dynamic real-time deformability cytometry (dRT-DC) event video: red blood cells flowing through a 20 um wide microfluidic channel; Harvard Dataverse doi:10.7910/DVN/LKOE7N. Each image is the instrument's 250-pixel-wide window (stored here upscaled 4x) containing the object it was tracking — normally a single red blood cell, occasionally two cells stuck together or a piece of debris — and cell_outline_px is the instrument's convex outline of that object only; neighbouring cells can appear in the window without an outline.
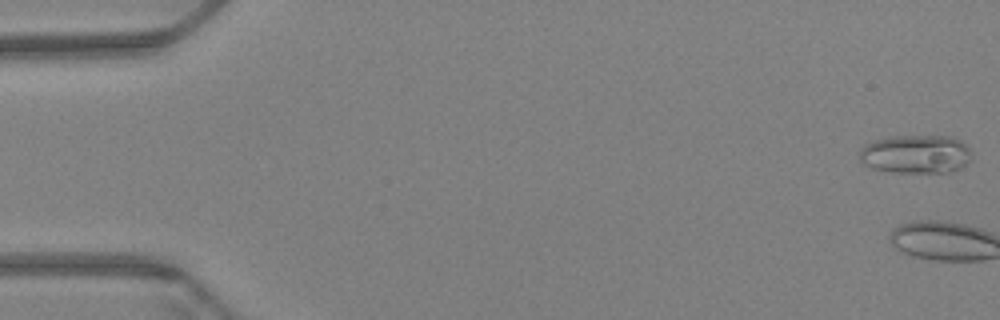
{"species": "Egyptian fruit bat (a non-hibernating species)", "species_latin": "Rousettus aegyptiacus", "temperature_condition": "warm", "stored_images_in_passage": 4, "camera_frame_rate_fps": 3000, "um_per_image_px": 0.085, "animal": {"sex": "female"}, "frame": {"image": 1, "passage_image": 1, "time_ms": 0.0, "image_size_px": [1000, 320], "cell_outline_px": [[972, 160], [964, 168], [948, 172], [888, 172], [872, 168], [864, 164], [860, 160], [860, 148], [864, 144], [872, 140], [892, 136], [948, 136], [964, 144], [972, 152]], "centroid_in_image_um": [77.84, 13.11], "position_along_channel_um": 7.2, "area_um2": 25.49}}